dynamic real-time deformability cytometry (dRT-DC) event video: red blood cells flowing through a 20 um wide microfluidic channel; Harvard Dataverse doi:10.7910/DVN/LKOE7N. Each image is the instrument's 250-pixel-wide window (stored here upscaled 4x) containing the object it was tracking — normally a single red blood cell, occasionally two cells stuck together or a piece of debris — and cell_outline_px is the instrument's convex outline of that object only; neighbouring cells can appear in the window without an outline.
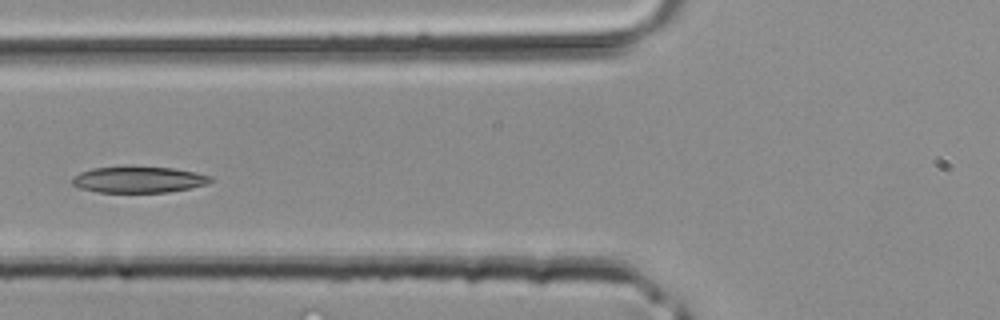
{"species": "common noctule bat (a hibernating species)", "species_latin": "Nyctalus noctula", "temperature_condition": "room temperature", "stored_images_in_passage": 38, "camera_frame_rate_fps": 3000, "um_per_image_px": 0.085, "animal": {"sex": "male", "body_mass_g": 20.4}, "frame": {"image": 1, "passage_image": 13, "time_ms": 4.0, "image_size_px": [1000, 320], "cell_outline_px": [[212, 180], [204, 184], [188, 188], [168, 192], [96, 192], [80, 188], [72, 184], [72, 176], [80, 172], [92, 168], [176, 168], [196, 172], [212, 176]], "centroid_in_image_um": [11.76, 15.28], "position_along_channel_um": 114.0, "area_um2": 20.63}}
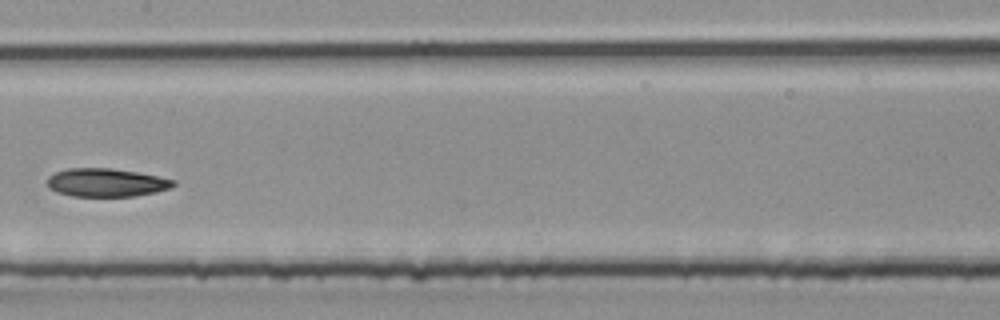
{"frame": {"image": 2, "passage_image": 18, "time_ms": 5.667, "image_size_px": [1000, 320], "cell_outline_px": [[176, 184], [168, 188], [156, 192], [136, 196], [72, 196], [56, 192], [48, 188], [48, 176], [56, 172], [68, 168], [112, 168], [136, 172], [176, 180]], "centroid_in_image_um": [9.01, 15.52], "position_along_channel_um": 198.4, "area_um2": 20.75}}
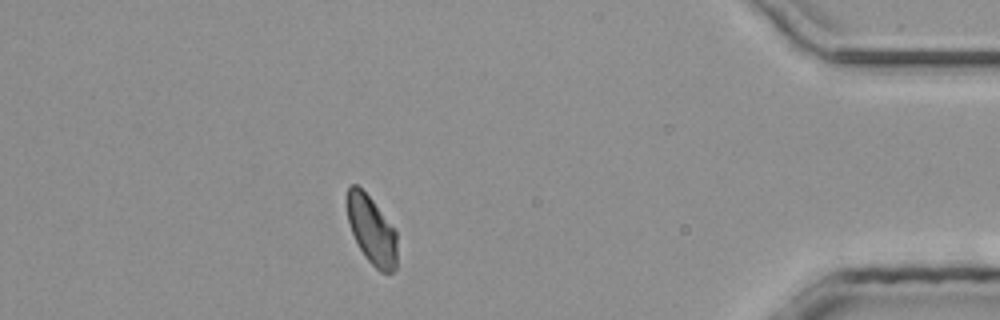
{"frame": {"image": 3, "passage_image": 33, "time_ms": 10.667, "image_size_px": [1000, 320], "cell_outline_px": [[396, 268], [392, 272], [380, 272], [364, 256], [352, 232], [348, 220], [344, 200], [348, 188], [352, 184], [356, 184], [372, 200], [396, 232]], "centroid_in_image_um": [31.55, 19.54], "position_along_channel_um": 403.7, "area_um2": 19.71}}